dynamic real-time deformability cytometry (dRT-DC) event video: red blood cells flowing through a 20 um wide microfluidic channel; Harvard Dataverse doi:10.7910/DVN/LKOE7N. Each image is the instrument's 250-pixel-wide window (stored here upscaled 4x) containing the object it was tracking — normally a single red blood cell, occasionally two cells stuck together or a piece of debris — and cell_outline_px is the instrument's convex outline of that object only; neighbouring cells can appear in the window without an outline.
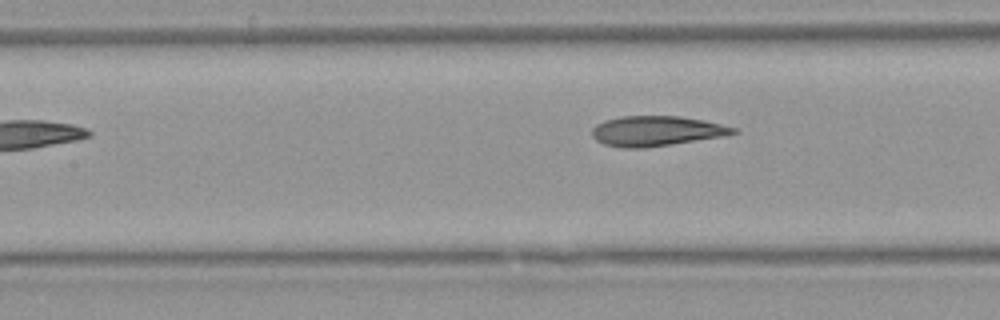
{"species": "Egyptian fruit bat (a non-hibernating species)", "species_latin": "Rousettus aegyptiacus", "temperature_condition": "warm", "stored_images_in_passage": 7, "camera_frame_rate_fps": 3000, "um_per_image_px": 0.085, "animal": {"sex": "female"}, "frame": {"image": 1, "passage_image": 7, "time_ms": 8.333, "image_size_px": [1000, 320], "cell_outline_px": [[740, 132], [724, 136], [672, 144], [644, 148], [624, 148], [604, 144], [596, 140], [592, 136], [592, 128], [596, 124], [604, 120], [620, 116], [680, 116], [704, 120], [736, 128]], "centroid_in_image_um": [55.78, 11.13], "position_along_channel_um": 151.6, "area_um2": 24.8}}